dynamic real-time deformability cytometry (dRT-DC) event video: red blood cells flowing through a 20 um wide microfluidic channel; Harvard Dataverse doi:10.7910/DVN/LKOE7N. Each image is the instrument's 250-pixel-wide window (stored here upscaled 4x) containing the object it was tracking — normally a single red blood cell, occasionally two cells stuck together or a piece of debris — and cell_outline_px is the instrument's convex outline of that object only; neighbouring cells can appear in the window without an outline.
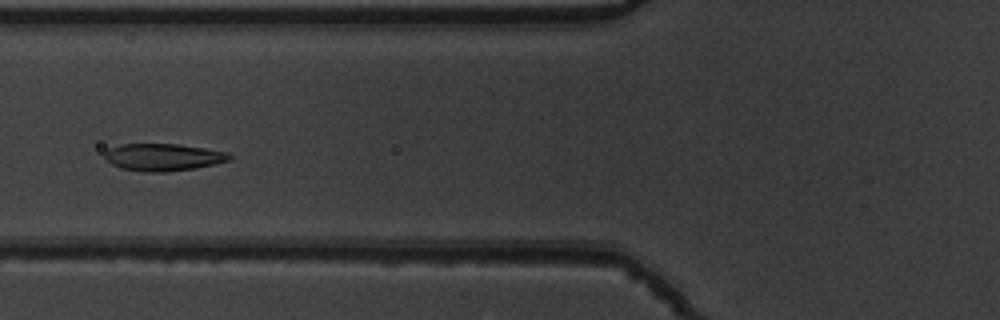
{"species": "common noctule bat (a hibernating species)", "species_latin": "Nyctalus noctula", "temperature_condition": "warm", "stored_images_in_passage": 47, "camera_frame_rate_fps": 3000, "um_per_image_px": 0.085, "animal": {"sex": "male", "body_mass_g": 19.5, "forearm_length_mm": 54.6}, "frame": {"image": 1, "passage_image": 22, "time_ms": 7.0, "image_size_px": [1000, 320], "cell_outline_px": [[232, 156], [228, 160], [216, 164], [196, 168], [164, 172], [144, 172], [120, 168], [104, 160], [104, 152], [108, 148], [120, 144], [176, 144], [204, 148], [228, 152]], "centroid_in_image_um": [13.82, 13.36], "position_along_channel_um": 112.0, "area_um2": 19.94}}
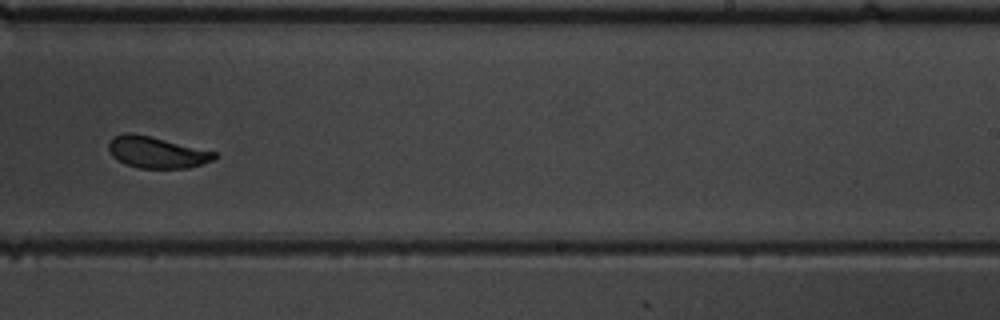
{"frame": {"image": 2, "passage_image": 35, "time_ms": 11.333, "image_size_px": [1000, 320], "cell_outline_px": [[216, 156], [212, 160], [188, 168], [140, 168], [128, 164], [112, 156], [108, 148], [108, 144], [112, 136], [124, 132], [132, 132], [216, 152]], "centroid_in_image_um": [13.27, 12.93], "position_along_channel_um": 275.7, "area_um2": 19.07}}
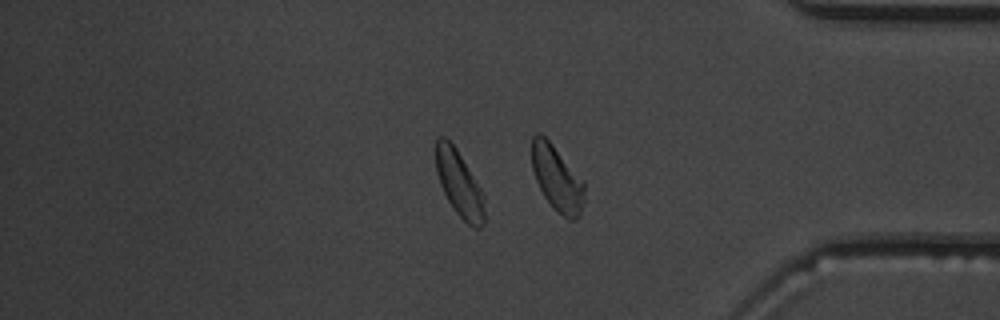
{"frame": {"image": 3, "passage_image": 45, "time_ms": 14.667, "image_size_px": [1000, 320], "cell_outline_px": [[484, 220], [480, 228], [472, 228], [456, 212], [448, 200], [440, 184], [436, 172], [436, 140], [440, 136], [444, 136], [456, 148], [480, 188], [484, 196]], "centroid_in_image_um": [39.03, 15.63], "position_along_channel_um": 396.2, "area_um2": 18.32}, "authors_computed_cell_mechanics": {"area_um2": 20.3456, "velocity_mm_per_s": 3.78, "shape_relaxation_time_tau1_ms": 2.3256, "shape_relaxation_time_tau2_ms": 1.0376, "deformation_change_tau1": 0.1242, "deformation_change_tau2": 0.0722}}